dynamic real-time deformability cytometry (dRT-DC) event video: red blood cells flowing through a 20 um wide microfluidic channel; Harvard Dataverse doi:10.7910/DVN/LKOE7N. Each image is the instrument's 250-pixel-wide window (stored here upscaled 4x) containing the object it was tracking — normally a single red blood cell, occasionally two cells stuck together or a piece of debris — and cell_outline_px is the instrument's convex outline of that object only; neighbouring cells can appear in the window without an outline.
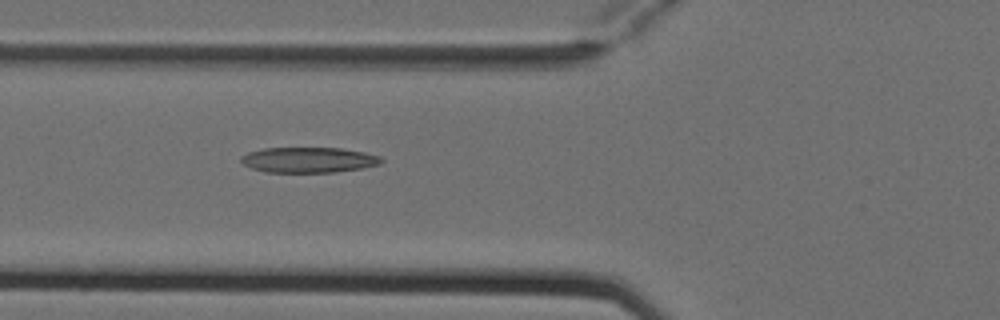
{"species": "Egyptian fruit bat (a non-hibernating species)", "species_latin": "Rousettus aegyptiacus", "temperature_condition": "cold", "stored_images_in_passage": 6, "camera_frame_rate_fps": 3000, "um_per_image_px": 0.085, "animal": {"sex": "female"}, "frame": {"image": 1, "passage_image": 6, "time_ms": 1.667, "image_size_px": [1000, 320], "cell_outline_px": [[384, 160], [380, 164], [364, 168], [336, 172], [264, 172], [252, 168], [244, 164], [240, 160], [240, 156], [248, 152], [264, 148], [340, 148], [364, 152], [380, 156]], "centroid_in_image_um": [26.24, 13.59], "position_along_channel_um": 99.6, "area_um2": 20.87}}